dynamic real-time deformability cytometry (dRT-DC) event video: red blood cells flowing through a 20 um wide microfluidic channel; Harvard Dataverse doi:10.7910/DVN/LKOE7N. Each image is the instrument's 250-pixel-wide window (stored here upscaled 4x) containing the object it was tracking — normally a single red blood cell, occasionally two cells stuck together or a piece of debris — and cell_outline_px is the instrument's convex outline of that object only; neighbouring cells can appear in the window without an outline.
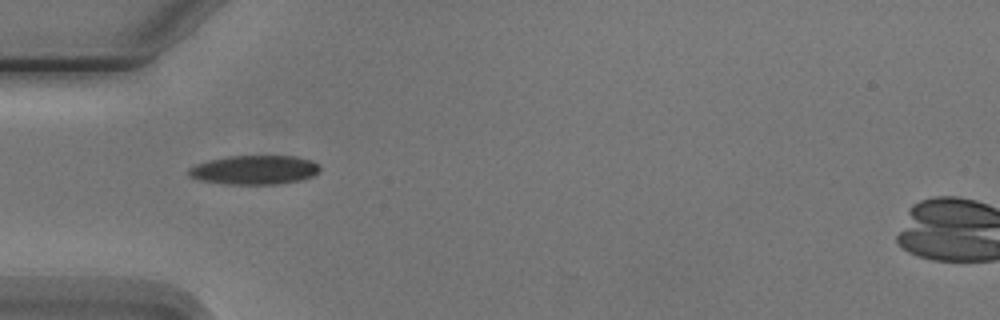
{"species": "Egyptian fruit bat (a non-hibernating species)", "species_latin": "Rousettus aegyptiacus", "temperature_condition": "cold", "stored_images_in_passage": 4, "camera_frame_rate_fps": 3000, "um_per_image_px": 0.085, "animal": {"sex": "male"}, "frame": {"image": 1, "passage_image": 3, "time_ms": 2.333, "image_size_px": [1000, 320], "cell_outline_px": [[320, 168], [312, 176], [300, 180], [276, 184], [228, 184], [200, 180], [188, 176], [188, 168], [196, 164], [208, 160], [228, 156], [296, 156], [312, 160]], "centroid_in_image_um": [21.59, 14.43], "position_along_channel_um": 63.4, "area_um2": 22.14}}
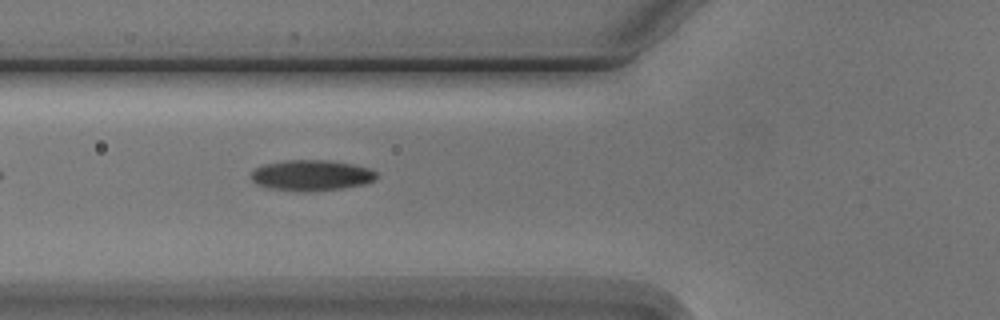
{"frame": {"image": 2, "passage_image": 4, "time_ms": 3.333, "image_size_px": [1000, 320], "cell_outline_px": [[376, 180], [364, 184], [344, 188], [304, 192], [268, 188], [256, 184], [252, 180], [252, 168], [264, 164], [284, 160], [328, 160], [352, 164], [368, 168], [376, 172]], "centroid_in_image_um": [26.44, 14.9], "position_along_channel_um": 99.4, "area_um2": 22.6}}